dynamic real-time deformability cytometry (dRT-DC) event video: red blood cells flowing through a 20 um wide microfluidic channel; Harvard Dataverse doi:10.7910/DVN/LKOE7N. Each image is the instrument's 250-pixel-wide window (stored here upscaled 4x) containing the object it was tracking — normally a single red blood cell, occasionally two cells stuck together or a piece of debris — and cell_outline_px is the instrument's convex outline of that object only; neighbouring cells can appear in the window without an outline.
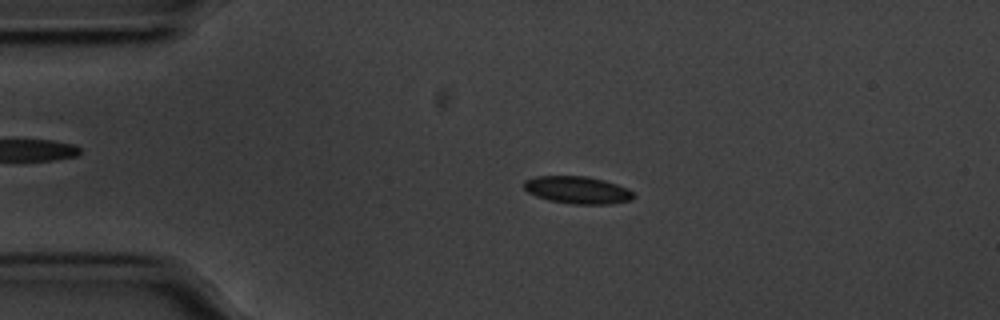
{"species": "common noctule bat (a hibernating species)", "species_latin": "Nyctalus noctula", "temperature_condition": "cold", "stored_images_in_passage": 55, "camera_frame_rate_fps": 3000, "um_per_image_px": 0.085, "animal": {"sex": "male", "body_mass_g": 20.1, "forearm_length_mm": 53.5}, "frame": {"image": 1, "passage_image": 11, "time_ms": 3.333, "image_size_px": [1000, 320], "cell_outline_px": [[636, 196], [632, 200], [608, 204], [572, 204], [548, 200], [536, 196], [528, 192], [524, 188], [524, 180], [536, 176], [584, 176], [604, 180], [628, 188], [636, 192]], "centroid_in_image_um": [49.12, 16.15], "position_along_channel_um": 35.9, "area_um2": 17.63}}
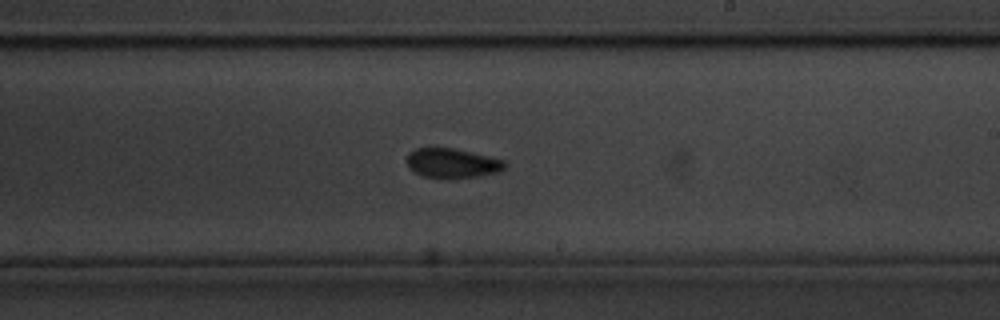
{"frame": {"image": 2, "passage_image": 32, "time_ms": 10.333, "image_size_px": [1000, 320], "cell_outline_px": [[508, 164], [504, 168], [496, 172], [476, 176], [424, 176], [408, 168], [408, 152], [416, 148], [456, 148], [504, 160]], "centroid_in_image_um": [38.44, 13.82], "position_along_channel_um": 250.6, "area_um2": 16.24}}
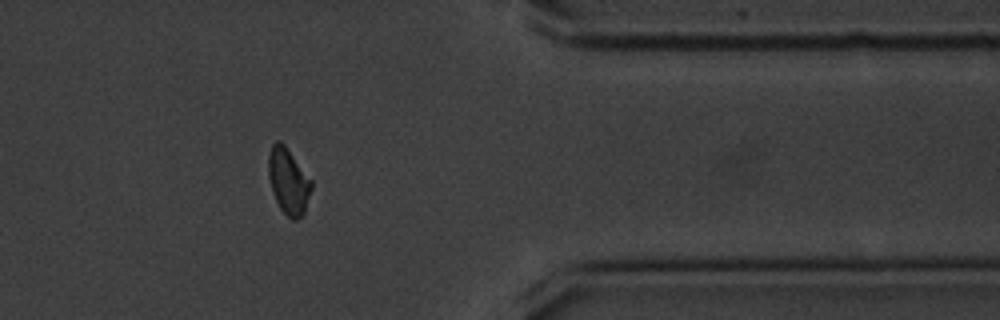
{"frame": {"image": 3, "passage_image": 45, "time_ms": 14.667, "image_size_px": [1000, 320], "cell_outline_px": [[312, 188], [304, 212], [296, 220], [292, 220], [280, 208], [272, 192], [268, 176], [268, 156], [272, 144], [276, 140], [280, 140], [284, 144], [312, 180]], "centroid_in_image_um": [24.5, 15.38], "position_along_channel_um": 386.9, "area_um2": 16.47}, "authors_computed_cell_mechanics": {"area_um2": 16.5886, "velocity_mm_per_s": 3.5397, "shape_relaxation_time_tau1_ms": 2.2211, "shape_relaxation_time_tau2_ms": 3.4306, "deformation_change_tau1": 0.0867, "deformation_change_tau2": 0.0712}}